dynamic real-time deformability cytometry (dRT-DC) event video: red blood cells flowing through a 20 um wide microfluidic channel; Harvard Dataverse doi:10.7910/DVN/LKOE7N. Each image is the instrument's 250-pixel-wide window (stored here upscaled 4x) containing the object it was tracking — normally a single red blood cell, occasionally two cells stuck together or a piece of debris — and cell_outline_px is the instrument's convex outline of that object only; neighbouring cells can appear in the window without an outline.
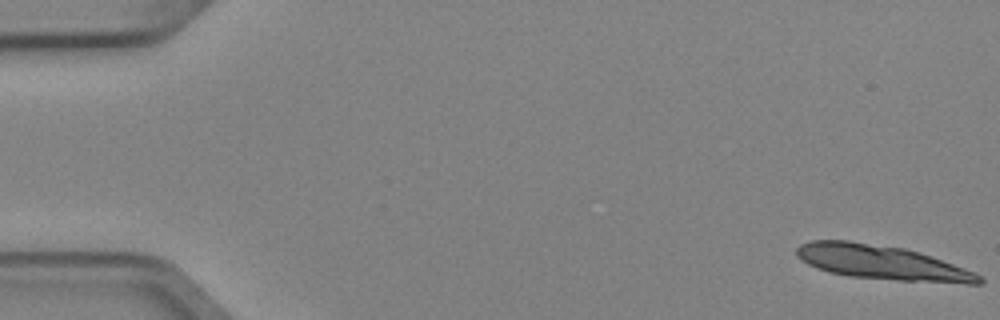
{"species": "Egyptian fruit bat (a non-hibernating species)", "species_latin": "Rousettus aegyptiacus", "temperature_condition": "cold", "stored_images_in_passage": 5, "camera_frame_rate_fps": 3000, "um_per_image_px": 0.085, "animal": {"sex": "female"}, "frame": {"image": 1, "passage_image": 1, "time_ms": 0.0, "image_size_px": [1000, 320], "cell_outline_px": [[984, 280], [980, 284], [968, 284], [900, 280], [848, 276], [828, 272], [816, 268], [808, 264], [796, 256], [796, 248], [800, 244], [812, 240], [848, 240], [904, 248], [976, 272]], "centroid_in_image_um": [74.91, 22.31], "position_along_channel_um": 10.1, "area_um2": 36.24}}